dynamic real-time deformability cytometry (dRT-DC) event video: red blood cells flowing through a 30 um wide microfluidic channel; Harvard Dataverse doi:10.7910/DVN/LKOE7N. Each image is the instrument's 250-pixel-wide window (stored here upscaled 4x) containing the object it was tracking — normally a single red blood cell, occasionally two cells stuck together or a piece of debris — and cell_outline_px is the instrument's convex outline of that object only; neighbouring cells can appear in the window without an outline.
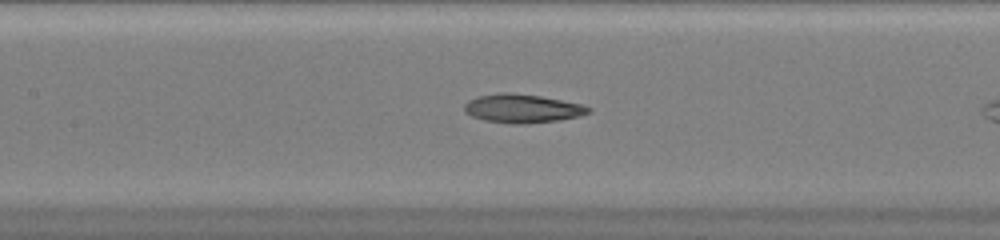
{"species": "common noctule bat (a hibernating species)", "species_latin": "Nyctalus noctula", "temperature_condition": "warm", "stored_images_in_passage": 31, "camera_frame_rate_fps": 3000, "um_per_image_px": 0.085, "animal": {"sex": "female", "body_mass_g": 20.0, "forearm_length_mm": 54.0}, "frame": {"image": 1, "passage_image": 13, "time_ms": 4.0, "image_size_px": [1000, 240], "cell_outline_px": [[592, 112], [580, 116], [560, 120], [524, 124], [512, 124], [484, 120], [472, 116], [464, 112], [464, 104], [468, 100], [476, 96], [500, 92], [508, 92], [540, 96], [584, 104], [592, 108]], "centroid_in_image_um": [44.41, 9.22], "position_along_channel_um": 163.0, "area_um2": 21.04}}
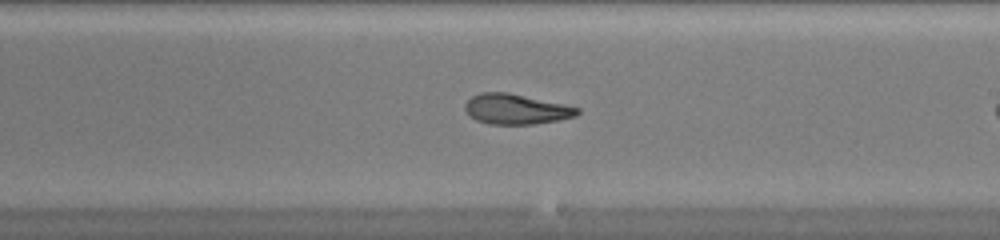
{"frame": {"image": 2, "passage_image": 19, "time_ms": 6.0, "image_size_px": [1000, 240], "cell_outline_px": [[580, 112], [576, 116], [556, 120], [532, 124], [488, 124], [476, 120], [464, 108], [464, 104], [472, 96], [480, 92], [508, 92], [564, 104], [580, 108]], "centroid_in_image_um": [43.86, 9.27], "position_along_channel_um": 245.1, "area_um2": 19.65}}
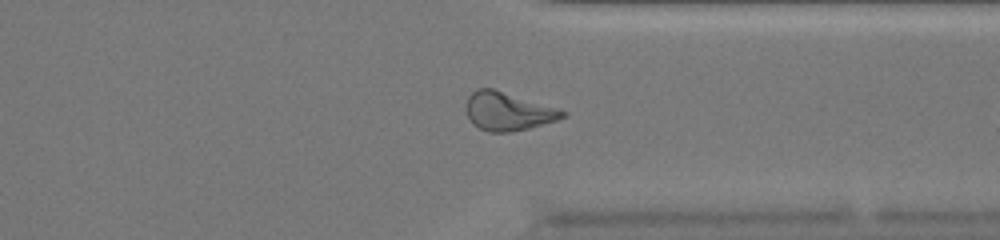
{"frame": {"image": 3, "passage_image": 28, "time_ms": 9.0, "image_size_px": [1000, 240], "cell_outline_px": [[568, 116], [556, 120], [528, 128], [508, 132], [488, 132], [472, 124], [464, 108], [468, 96], [476, 88], [492, 88], [556, 108], [568, 112]], "centroid_in_image_um": [43.13, 9.46], "position_along_channel_um": 368.3, "area_um2": 21.39}}